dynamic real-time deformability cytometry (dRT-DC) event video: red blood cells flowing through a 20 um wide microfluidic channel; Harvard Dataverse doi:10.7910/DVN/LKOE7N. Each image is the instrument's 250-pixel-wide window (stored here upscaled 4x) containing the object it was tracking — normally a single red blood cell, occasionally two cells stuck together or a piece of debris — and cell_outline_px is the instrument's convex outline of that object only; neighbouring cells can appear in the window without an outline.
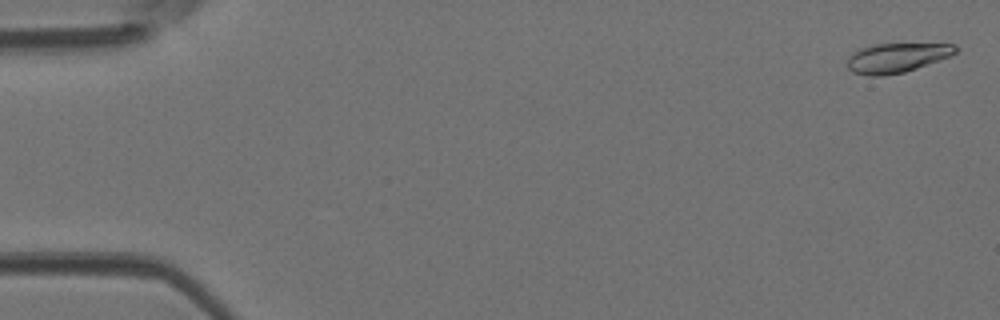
{"species": "Egyptian fruit bat (a non-hibernating species)", "species_latin": "Rousettus aegyptiacus", "temperature_condition": "room temperature", "stored_images_in_passage": 47, "camera_frame_rate_fps": 3000, "um_per_image_px": 0.085, "animal": {"sex": "female"}, "frame": {"image": 1, "passage_image": 2, "time_ms": 0.333, "image_size_px": [1000, 320], "cell_outline_px": [[956, 52], [948, 56], [916, 68], [904, 72], [884, 76], [868, 76], [852, 72], [848, 68], [848, 56], [852, 52], [860, 48], [876, 44], [956, 44]], "centroid_in_image_um": [76.15, 4.92], "position_along_channel_um": 8.8, "area_um2": 18.38}}
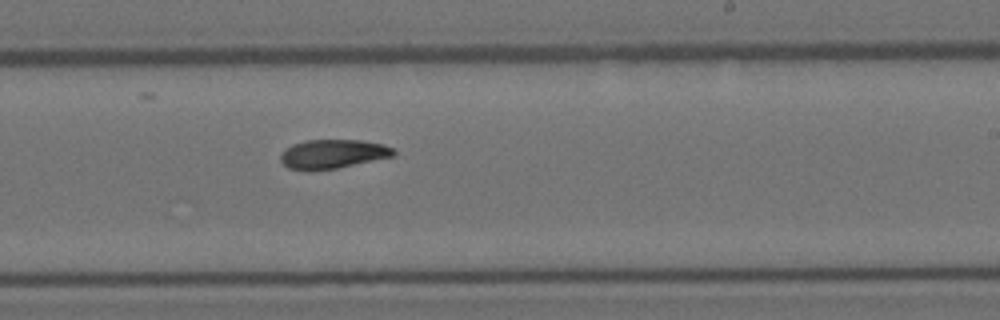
{"frame": {"image": 2, "passage_image": 29, "time_ms": 9.333, "image_size_px": [1000, 320], "cell_outline_px": [[396, 156], [336, 168], [312, 172], [308, 172], [288, 168], [280, 160], [280, 156], [292, 144], [308, 140], [360, 140], [384, 144], [396, 148]], "centroid_in_image_um": [28.33, 13.1], "position_along_channel_um": 260.7, "area_um2": 19.42}}
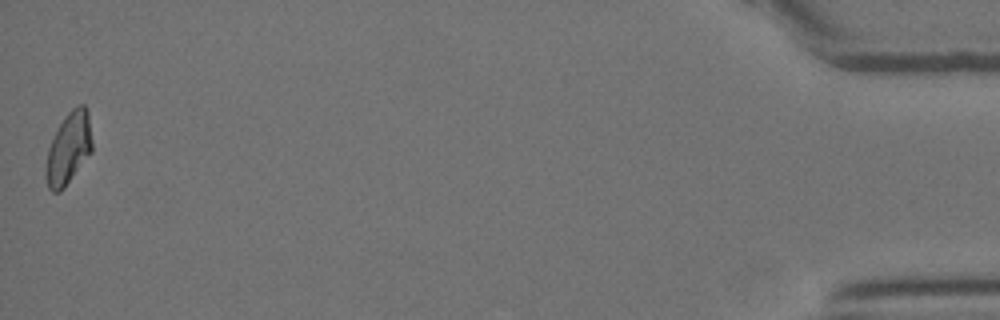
{"frame": {"image": 3, "passage_image": 47, "time_ms": 15.333, "image_size_px": [1000, 320], "cell_outline_px": [[92, 152], [64, 188], [60, 192], [52, 192], [48, 188], [44, 176], [44, 172], [48, 148], [64, 116], [76, 104], [84, 104], [88, 112], [92, 140]], "centroid_in_image_um": [5.82, 12.63], "position_along_channel_um": 429.4, "area_um2": 19.54}}